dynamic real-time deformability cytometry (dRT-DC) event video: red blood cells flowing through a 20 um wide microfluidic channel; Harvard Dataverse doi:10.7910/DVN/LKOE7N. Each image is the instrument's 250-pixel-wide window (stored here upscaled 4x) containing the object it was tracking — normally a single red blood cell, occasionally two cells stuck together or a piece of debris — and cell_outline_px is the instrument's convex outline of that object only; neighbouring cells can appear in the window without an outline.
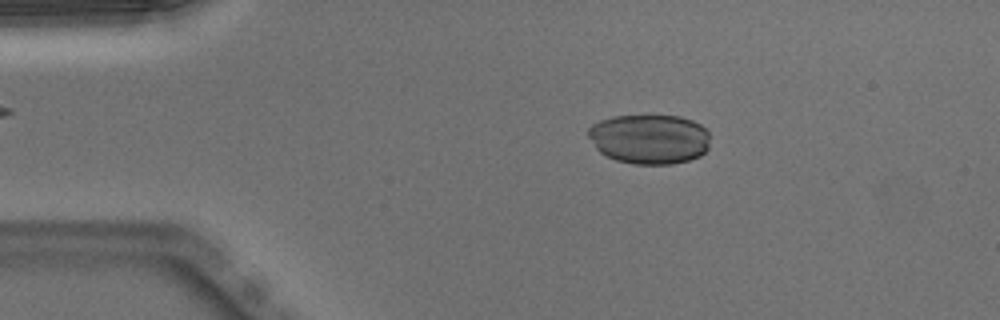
{"species": "Egyptian fruit bat (a non-hibernating species)", "species_latin": "Rousettus aegyptiacus", "temperature_condition": "warm", "stored_images_in_passage": 49, "camera_frame_rate_fps": 3000, "um_per_image_px": 0.085, "animal": {"sex": "male"}, "frame": {"image": 1, "passage_image": 8, "time_ms": 2.333, "image_size_px": [1000, 320], "cell_outline_px": [[708, 148], [700, 156], [688, 160], [672, 164], [632, 164], [616, 160], [600, 152], [596, 148], [588, 136], [588, 128], [592, 124], [600, 120], [612, 116], [680, 116], [692, 120], [700, 124], [708, 132]], "centroid_in_image_um": [55.19, 11.82], "position_along_channel_um": 29.8, "area_um2": 35.32}}
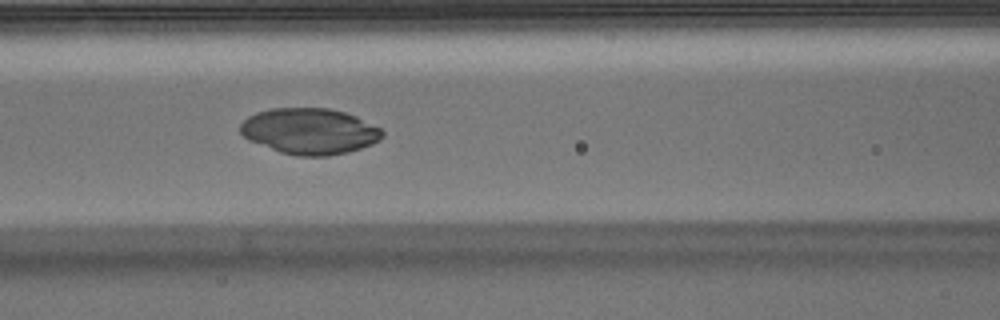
{"frame": {"image": 2, "passage_image": 20, "time_ms": 6.333, "image_size_px": [1000, 320], "cell_outline_px": [[384, 136], [380, 140], [372, 144], [348, 152], [328, 156], [296, 156], [280, 152], [248, 140], [240, 132], [240, 124], [248, 116], [256, 112], [272, 108], [328, 108], [344, 112], [356, 116], [380, 128], [384, 132]], "centroid_in_image_um": [26.31, 11.15], "position_along_channel_um": 140.3, "area_um2": 38.15}}